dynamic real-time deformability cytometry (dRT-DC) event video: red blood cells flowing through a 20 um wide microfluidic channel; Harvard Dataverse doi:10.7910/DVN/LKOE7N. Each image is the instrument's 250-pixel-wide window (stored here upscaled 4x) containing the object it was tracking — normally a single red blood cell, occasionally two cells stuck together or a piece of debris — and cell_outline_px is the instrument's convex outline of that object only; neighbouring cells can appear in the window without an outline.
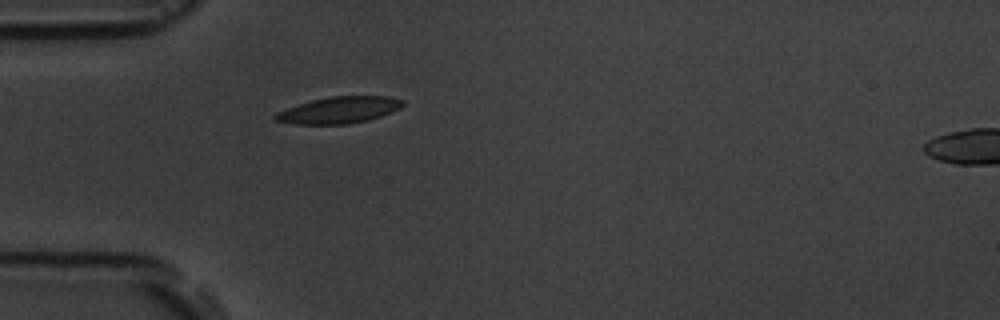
{"species": "common noctule bat (a hibernating species)", "species_latin": "Nyctalus noctula", "temperature_condition": "room temperature", "stored_images_in_passage": 4, "camera_frame_rate_fps": 3000, "um_per_image_px": 0.085, "animal": {"sex": "male", "body_mass_g": 19.5, "forearm_length_mm": 54.6}, "frame": {"image": 1, "passage_image": 4, "time_ms": 3.667, "image_size_px": [1000, 320], "cell_outline_px": [[404, 104], [400, 108], [392, 112], [368, 120], [348, 124], [296, 124], [272, 120], [272, 116], [276, 112], [312, 100], [328, 96], [388, 96], [404, 100]], "centroid_in_image_um": [28.82, 9.35], "position_along_channel_um": 56.2, "area_um2": 19.77}}